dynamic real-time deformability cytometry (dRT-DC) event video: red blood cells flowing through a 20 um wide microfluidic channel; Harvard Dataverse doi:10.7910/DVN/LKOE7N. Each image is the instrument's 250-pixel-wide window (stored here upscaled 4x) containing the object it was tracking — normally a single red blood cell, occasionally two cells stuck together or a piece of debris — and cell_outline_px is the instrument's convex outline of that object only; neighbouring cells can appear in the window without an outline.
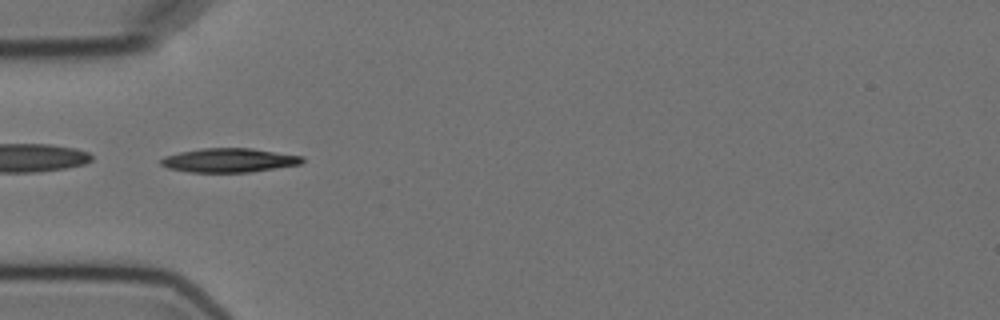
{"species": "Egyptian fruit bat (a non-hibernating species)", "species_latin": "Rousettus aegyptiacus", "temperature_condition": "cold", "stored_images_in_passage": 8, "camera_frame_rate_fps": 3000, "um_per_image_px": 0.085, "animal": {"sex": "female"}, "frame": {"image": 1, "passage_image": 6, "time_ms": 5.667, "image_size_px": [1000, 320], "cell_outline_px": [[304, 160], [300, 164], [252, 172], [188, 172], [168, 168], [160, 164], [160, 160], [164, 156], [180, 152], [204, 148], [252, 148], [304, 156]], "centroid_in_image_um": [19.48, 13.62], "position_along_channel_um": 65.5, "area_um2": 19.83}}
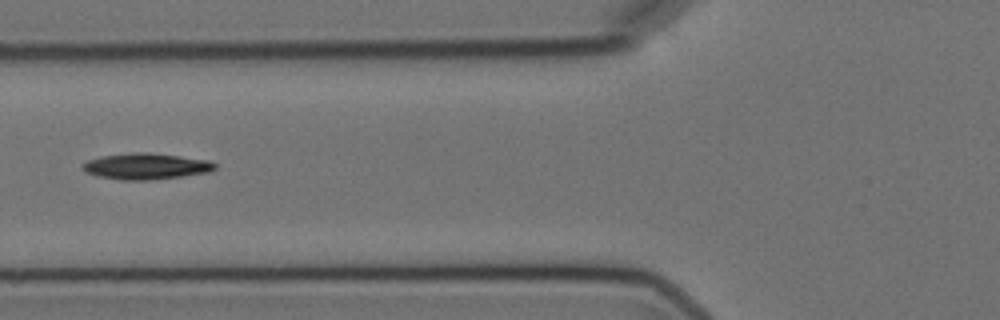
{"frame": {"image": 2, "passage_image": 7, "time_ms": 7.0, "image_size_px": [1000, 320], "cell_outline_px": [[216, 168], [208, 172], [180, 176], [148, 180], [120, 180], [96, 176], [84, 172], [80, 168], [80, 164], [88, 160], [104, 156], [132, 152], [148, 152], [180, 156], [208, 160], [216, 164]], "centroid_in_image_um": [12.34, 14.13], "position_along_channel_um": 113.5, "area_um2": 20.17}}
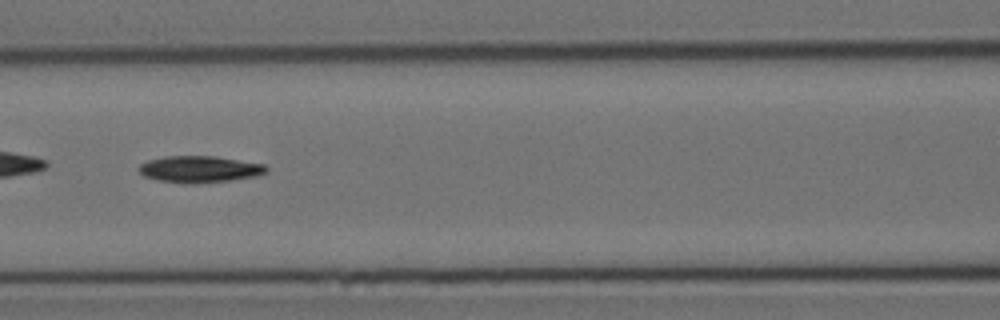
{"frame": {"image": 3, "passage_image": 8, "time_ms": 8.0, "image_size_px": [1000, 320], "cell_outline_px": [[268, 172], [256, 176], [228, 180], [196, 184], [184, 184], [160, 180], [144, 176], [140, 172], [140, 164], [148, 160], [164, 156], [216, 156], [264, 164], [268, 168]], "centroid_in_image_um": [16.98, 14.38], "position_along_channel_um": 149.6, "area_um2": 19.77}}